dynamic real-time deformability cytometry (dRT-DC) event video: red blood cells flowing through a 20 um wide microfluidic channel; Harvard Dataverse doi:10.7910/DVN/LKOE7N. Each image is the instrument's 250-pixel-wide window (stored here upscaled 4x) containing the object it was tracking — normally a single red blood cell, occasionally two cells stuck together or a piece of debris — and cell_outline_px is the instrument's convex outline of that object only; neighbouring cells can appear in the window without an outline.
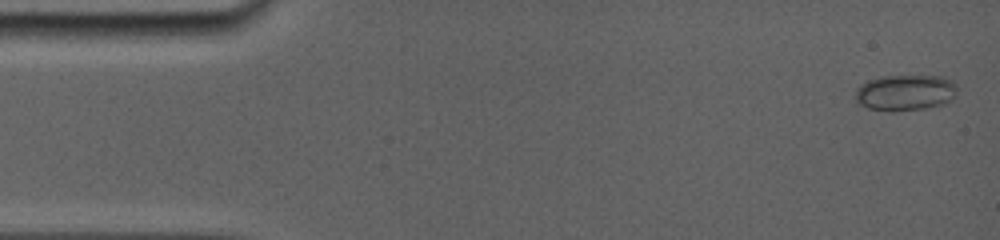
{"species": "common noctule bat (a hibernating species)", "species_latin": "Nyctalus noctula", "temperature_condition": "room temperature", "stored_images_in_passage": 50, "camera_frame_rate_fps": 5000, "um_per_image_px": 0.085, "animal": {"sex": "female", "body_mass_g": 19.0, "forearm_length_mm": 56.7}, "frame": {"image": 1, "passage_image": 1, "time_ms": 0.0, "image_size_px": [1000, 240], "cell_outline_px": [[956, 88], [952, 96], [944, 104], [924, 108], [892, 112], [868, 108], [860, 104], [856, 100], [856, 88], [860, 84], [868, 80], [880, 76], [944, 76], [952, 80], [956, 84]], "centroid_in_image_um": [76.91, 7.86], "position_along_channel_um": 8.1, "area_um2": 21.33}}
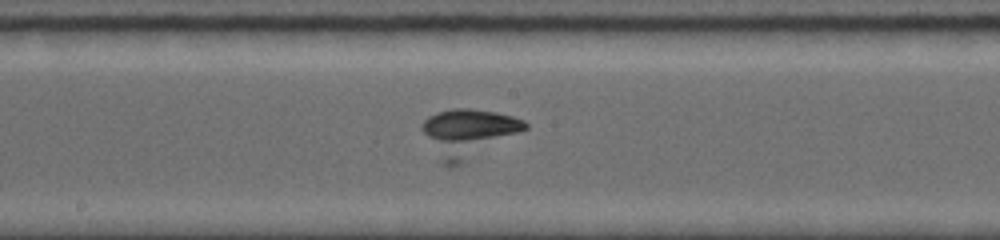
{"frame": {"image": 2, "passage_image": 22, "time_ms": 8.2, "image_size_px": [1000, 240], "cell_outline_px": [[528, 128], [460, 164], [448, 168], [444, 164], [420, 128], [420, 124], [428, 116], [436, 112], [452, 108], [468, 108], [496, 112], [512, 116], [524, 120], [528, 124]], "centroid_in_image_um": [39.79, 11.26], "position_along_channel_um": 208.4, "area_um2": 28.32}}
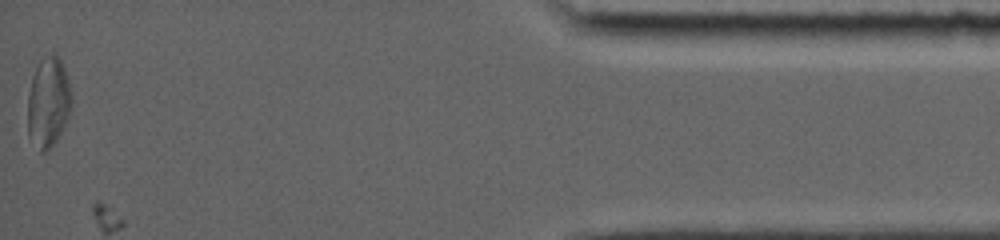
{"frame": {"image": 3, "passage_image": 50, "time_ms": 15.8, "image_size_px": [1000, 240], "cell_outline_px": [[72, 104], [68, 116], [56, 140], [44, 152], [40, 152], [28, 136], [28, 92], [32, 76], [40, 60], [52, 52], [56, 52], [64, 68], [68, 80], [72, 100]], "centroid_in_image_um": [4.09, 8.66], "position_along_channel_um": 431.1, "area_um2": 22.89}}